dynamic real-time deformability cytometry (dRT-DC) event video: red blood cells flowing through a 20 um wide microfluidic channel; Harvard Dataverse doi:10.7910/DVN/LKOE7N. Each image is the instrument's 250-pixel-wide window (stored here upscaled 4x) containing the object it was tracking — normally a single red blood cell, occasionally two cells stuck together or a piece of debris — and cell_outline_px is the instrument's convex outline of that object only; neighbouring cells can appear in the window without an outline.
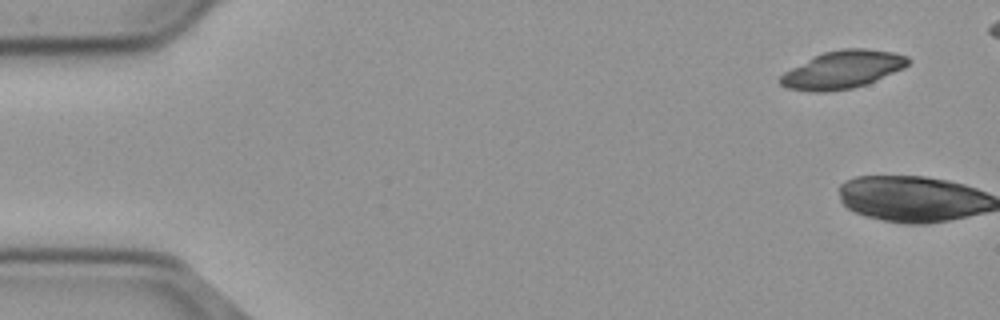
{"species": "common noctule bat (a hibernating species)", "species_latin": "Nyctalus noctula", "temperature_condition": "cold", "stored_images_in_passage": 2, "camera_frame_rate_fps": 3000, "um_per_image_px": 0.085, "animal": {"sex": "male", "body_mass_g": 23.1, "forearm_length_mm": 52.7}, "frame": {"image": 1, "passage_image": 1, "time_ms": 0.0, "image_size_px": [1000, 320], "cell_outline_px": [[908, 64], [904, 68], [876, 80], [852, 88], [828, 92], [812, 92], [788, 88], [780, 84], [780, 76], [784, 72], [812, 56], [824, 52], [844, 48], [864, 48], [892, 52], [908, 56]], "centroid_in_image_um": [71.6, 5.92], "position_along_channel_um": 13.4, "area_um2": 27.98}}